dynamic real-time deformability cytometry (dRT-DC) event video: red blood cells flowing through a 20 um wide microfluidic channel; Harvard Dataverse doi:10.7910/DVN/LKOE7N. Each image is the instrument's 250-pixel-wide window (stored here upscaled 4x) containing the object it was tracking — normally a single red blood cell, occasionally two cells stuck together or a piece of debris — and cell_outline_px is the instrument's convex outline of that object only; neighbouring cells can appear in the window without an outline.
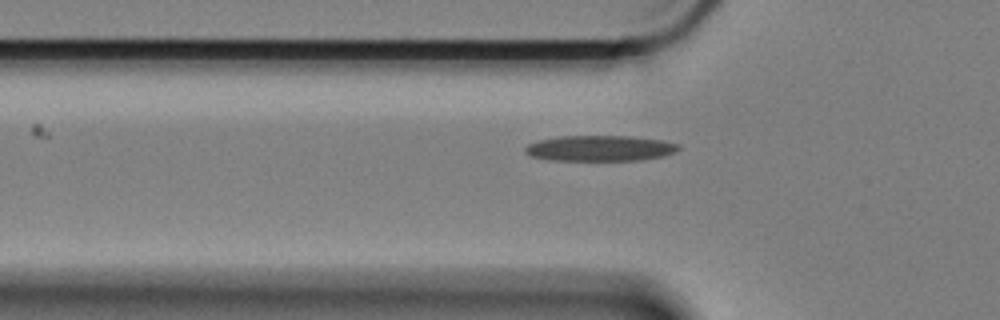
{"species": "Egyptian fruit bat (a non-hibernating species)", "species_latin": "Rousettus aegyptiacus", "temperature_condition": "cold", "stored_images_in_passage": 38, "camera_frame_rate_fps": 3000, "um_per_image_px": 0.085, "animal": {"sex": "female"}, "frame": {"image": 1, "passage_image": 2, "time_ms": 0.333, "image_size_px": [1000, 320], "cell_outline_px": [[680, 148], [676, 152], [660, 156], [640, 160], [548, 160], [532, 156], [524, 152], [524, 148], [528, 144], [540, 140], [560, 136], [632, 136], [664, 140], [680, 144]], "centroid_in_image_um": [51.02, 12.59], "position_along_channel_um": 74.8, "area_um2": 22.95}}
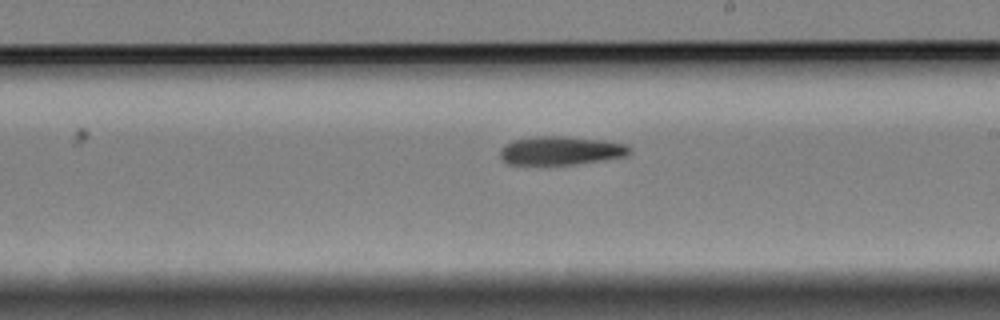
{"frame": {"image": 2, "passage_image": 17, "time_ms": 5.333, "image_size_px": [1000, 320], "cell_outline_px": [[632, 152], [628, 156], [604, 160], [576, 164], [508, 164], [500, 160], [500, 148], [512, 140], [536, 136], [568, 136], [604, 140], [628, 144], [632, 148]], "centroid_in_image_um": [47.71, 12.79], "position_along_channel_um": 241.3, "area_um2": 21.96}}
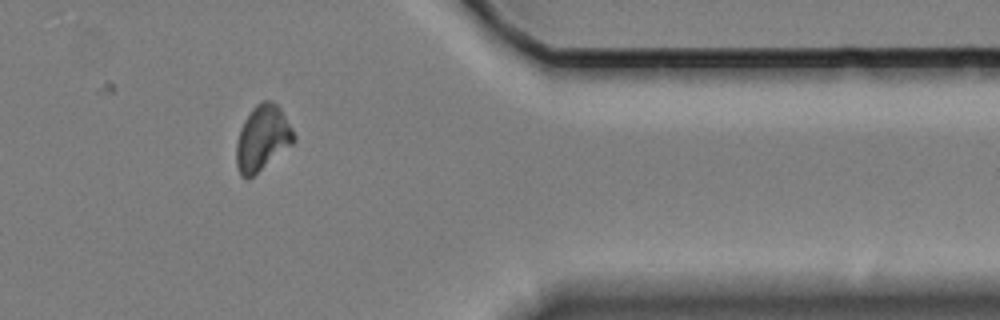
{"frame": {"image": 3, "passage_image": 32, "time_ms": 10.333, "image_size_px": [1000, 320], "cell_outline_px": [[296, 140], [292, 144], [252, 176], [240, 176], [236, 164], [236, 144], [240, 128], [244, 120], [252, 108], [256, 104], [264, 100], [272, 100], [280, 108], [292, 128], [296, 136]], "centroid_in_image_um": [22.3, 11.7], "position_along_channel_um": 389.1, "area_um2": 21.62}}